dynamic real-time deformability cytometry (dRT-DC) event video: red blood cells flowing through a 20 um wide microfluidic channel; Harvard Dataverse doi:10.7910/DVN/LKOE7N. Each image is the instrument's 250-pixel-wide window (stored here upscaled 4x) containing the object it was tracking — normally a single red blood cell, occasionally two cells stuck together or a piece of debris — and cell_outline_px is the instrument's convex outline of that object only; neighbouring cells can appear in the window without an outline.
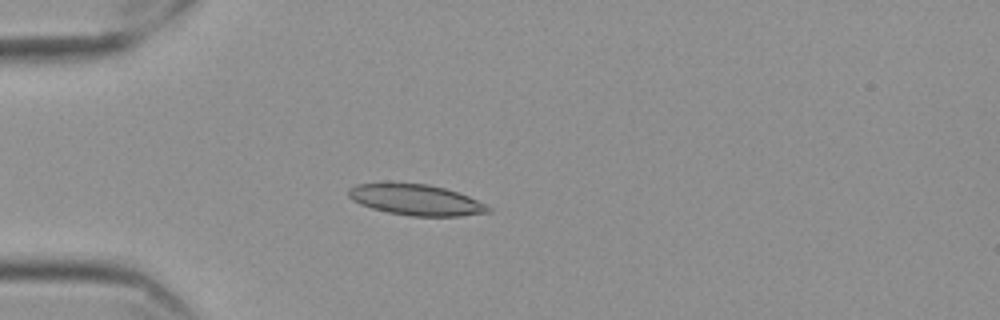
{"species": "Egyptian fruit bat (a non-hibernating species)", "species_latin": "Rousettus aegyptiacus", "temperature_condition": "cold", "stored_images_in_passage": 43, "camera_frame_rate_fps": 3000, "um_per_image_px": 0.085, "frame": {"image": 1, "passage_image": 2, "time_ms": 0.333, "image_size_px": [1000, 320], "cell_outline_px": [[492, 212], [460, 216], [412, 216], [388, 212], [372, 208], [360, 204], [352, 200], [348, 196], [348, 188], [356, 184], [428, 184], [444, 188], [468, 196], [488, 204], [492, 208]], "centroid_in_image_um": [35.41, 17.0], "position_along_channel_um": 49.6, "area_um2": 24.91}}
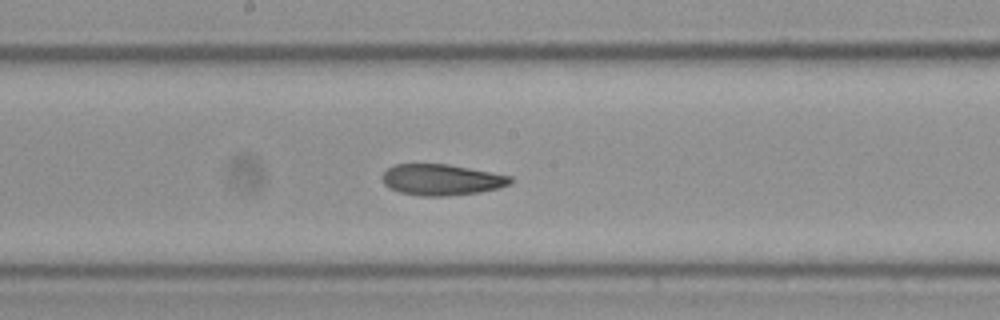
{"frame": {"image": 2, "passage_image": 17, "time_ms": 5.333, "image_size_px": [1000, 320], "cell_outline_px": [[512, 184], [500, 188], [480, 192], [448, 196], [420, 196], [400, 192], [388, 188], [384, 184], [380, 176], [388, 168], [396, 164], [448, 164], [512, 176]], "centroid_in_image_um": [37.53, 15.28], "position_along_channel_um": 210.7, "area_um2": 23.41}}
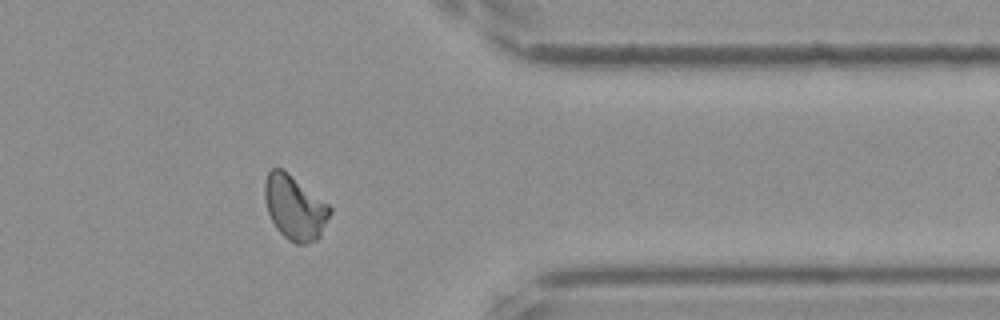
{"frame": {"image": 3, "passage_image": 33, "time_ms": 10.667, "image_size_px": [1000, 320], "cell_outline_px": [[332, 212], [320, 236], [316, 240], [308, 244], [296, 244], [288, 240], [276, 228], [268, 212], [264, 196], [264, 184], [268, 172], [272, 168], [284, 168], [328, 204], [332, 208]], "centroid_in_image_um": [25.06, 17.63], "position_along_channel_um": 386.3, "area_um2": 24.62}, "authors_computed_cell_mechanics": {"area_um2": 23.4668, "velocity_mm_per_s": 3.5241, "shape_relaxation_time_tau1_ms": null, "shape_relaxation_time_tau2_ms": 4.6224, "deformation_change_tau1": null, "deformation_change_tau2": 0.0977}}